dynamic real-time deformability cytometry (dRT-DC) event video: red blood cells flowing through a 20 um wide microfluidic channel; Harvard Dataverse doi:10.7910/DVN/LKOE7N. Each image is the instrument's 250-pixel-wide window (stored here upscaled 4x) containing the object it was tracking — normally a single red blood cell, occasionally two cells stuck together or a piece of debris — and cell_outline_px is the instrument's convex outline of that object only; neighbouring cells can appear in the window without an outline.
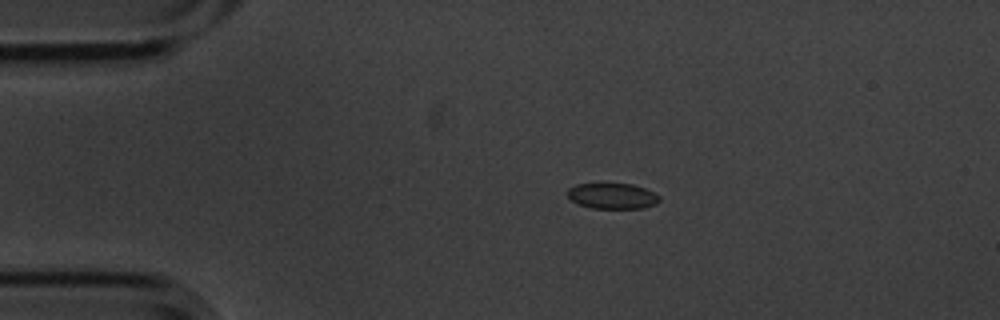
{"species": "common noctule bat (a hibernating species)", "species_latin": "Nyctalus noctula", "temperature_condition": "cold", "stored_images_in_passage": 8, "camera_frame_rate_fps": 3000, "um_per_image_px": 0.085, "animal": {"sex": "male", "body_mass_g": 20.1, "forearm_length_mm": 53.5}, "frame": {"image": 1, "passage_image": 1, "time_ms": 0.0, "image_size_px": [1000, 320], "cell_outline_px": [[660, 200], [656, 204], [644, 208], [592, 208], [580, 204], [572, 200], [568, 196], [568, 188], [576, 184], [632, 184], [644, 188], [660, 196]], "centroid_in_image_um": [52.07, 16.66], "position_along_channel_um": 32.9, "area_um2": 13.58}}
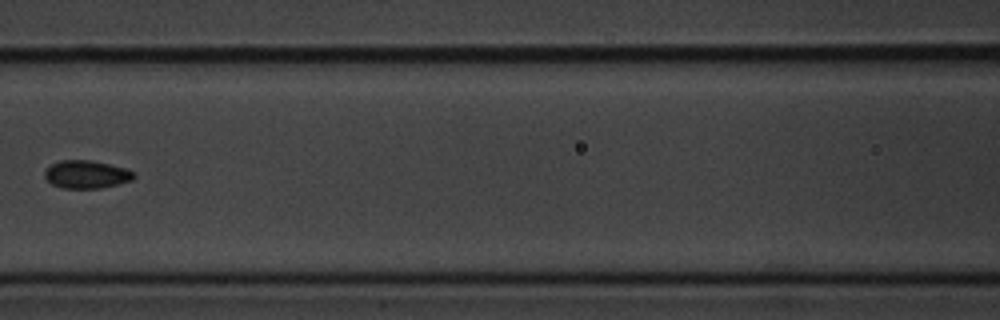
{"frame": {"image": 2, "passage_image": 5, "time_ms": 1.333, "image_size_px": [1000, 320], "cell_outline_px": [[136, 176], [132, 180], [100, 188], [60, 188], [52, 184], [44, 176], [44, 172], [52, 164], [60, 160], [92, 160], [124, 168], [132, 172]], "centroid_in_image_um": [7.32, 14.82], "position_along_channel_um": 159.3, "area_um2": 14.33}}
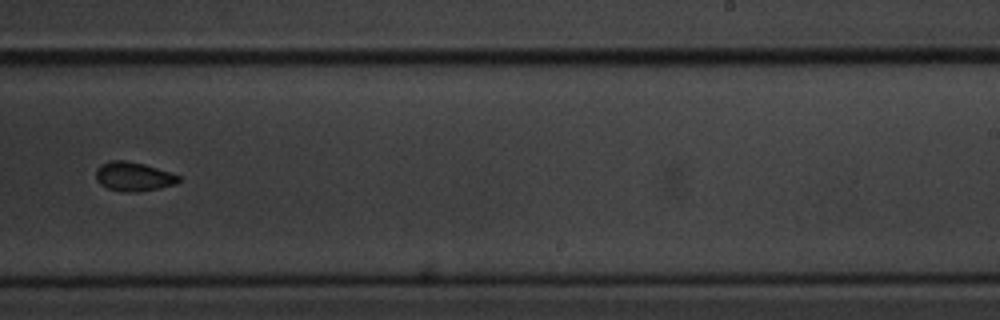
{"frame": {"image": 3, "passage_image": 8, "time_ms": 2.333, "image_size_px": [1000, 320], "cell_outline_px": [[180, 180], [176, 184], [160, 188], [136, 192], [120, 192], [108, 188], [100, 184], [96, 180], [96, 168], [100, 164], [112, 160], [124, 160], [144, 164], [180, 176]], "centroid_in_image_um": [11.32, 15.01], "position_along_channel_um": 277.7, "area_um2": 14.05}}